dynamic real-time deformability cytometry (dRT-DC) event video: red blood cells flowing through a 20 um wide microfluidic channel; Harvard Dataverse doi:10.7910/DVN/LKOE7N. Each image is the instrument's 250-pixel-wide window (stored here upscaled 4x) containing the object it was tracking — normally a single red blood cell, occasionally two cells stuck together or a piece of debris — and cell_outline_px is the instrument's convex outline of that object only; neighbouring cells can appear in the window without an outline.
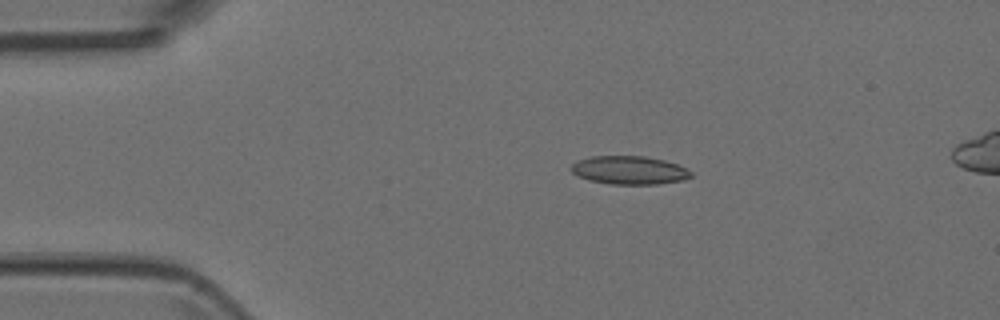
{"species": "Egyptian fruit bat (a non-hibernating species)", "species_latin": "Rousettus aegyptiacus", "temperature_condition": "room temperature", "stored_images_in_passage": 8, "camera_frame_rate_fps": 3000, "um_per_image_px": 0.085, "animal": {"sex": "female"}, "frame": {"image": 1, "passage_image": 3, "time_ms": 0.667, "image_size_px": [1000, 320], "cell_outline_px": [[692, 176], [684, 180], [656, 184], [612, 184], [588, 180], [576, 176], [572, 172], [572, 164], [580, 160], [592, 156], [644, 156], [664, 160], [676, 164], [692, 172]], "centroid_in_image_um": [53.49, 14.47], "position_along_channel_um": 31.5, "area_um2": 19.65}}
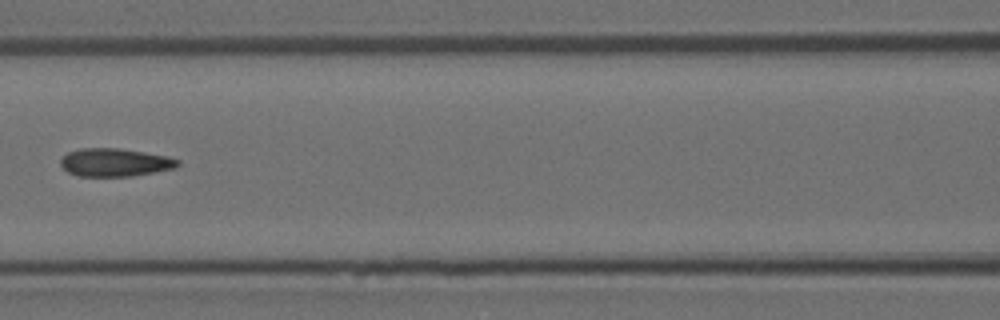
{"frame": {"image": 2, "passage_image": 6, "time_ms": 1.667, "image_size_px": [1000, 320], "cell_outline_px": [[180, 164], [176, 168], [132, 176], [76, 176], [68, 172], [60, 164], [60, 160], [68, 152], [80, 148], [120, 148], [168, 156], [180, 160]], "centroid_in_image_um": [9.78, 13.8], "position_along_channel_um": 156.8, "area_um2": 19.25}}
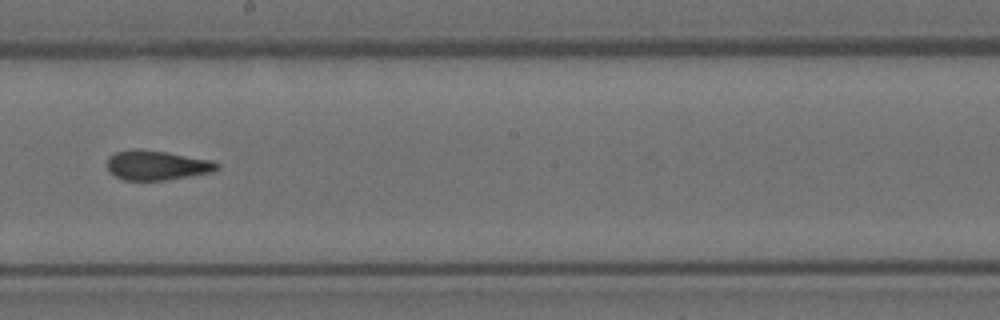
{"frame": {"image": 3, "passage_image": 8, "time_ms": 2.333, "image_size_px": [1000, 320], "cell_outline_px": [[220, 168], [212, 172], [164, 180], [124, 180], [108, 172], [108, 156], [116, 152], [132, 148], [140, 148], [212, 160], [220, 164]], "centroid_in_image_um": [13.31, 14.04], "position_along_channel_um": 234.9, "area_um2": 18.96}}